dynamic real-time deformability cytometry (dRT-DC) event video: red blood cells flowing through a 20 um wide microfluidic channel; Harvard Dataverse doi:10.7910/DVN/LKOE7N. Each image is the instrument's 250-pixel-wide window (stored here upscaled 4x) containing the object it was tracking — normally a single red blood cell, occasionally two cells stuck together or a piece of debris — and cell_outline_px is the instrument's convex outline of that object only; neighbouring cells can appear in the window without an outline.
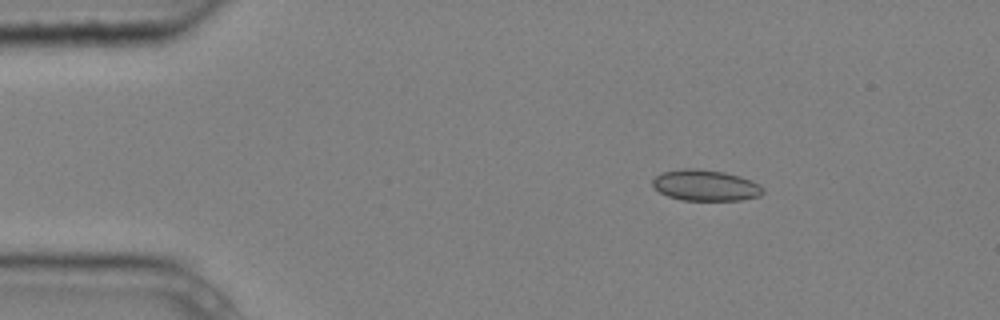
{"species": "common noctule bat (a hibernating species)", "species_latin": "Nyctalus noctula", "temperature_condition": "cold", "stored_images_in_passage": 3, "camera_frame_rate_fps": 3000, "um_per_image_px": 0.085, "animal": {"sex": "male", "body_mass_g": 20.4}, "frame": {"image": 1, "passage_image": 1, "time_ms": 0.0, "image_size_px": [1000, 320], "cell_outline_px": [[764, 192], [760, 196], [740, 200], [680, 200], [668, 196], [652, 188], [652, 180], [660, 172], [680, 168], [696, 168], [724, 172], [740, 176], [760, 184], [764, 188]], "centroid_in_image_um": [59.94, 15.75], "position_along_channel_um": 25.1, "area_um2": 20.23}}